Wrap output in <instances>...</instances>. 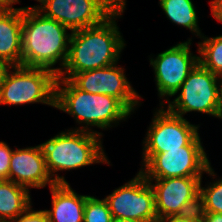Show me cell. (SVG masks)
<instances>
[{
  "label": "cell",
  "mask_w": 222,
  "mask_h": 222,
  "mask_svg": "<svg viewBox=\"0 0 222 222\" xmlns=\"http://www.w3.org/2000/svg\"><path fill=\"white\" fill-rule=\"evenodd\" d=\"M176 216L202 222L206 216L205 200L199 193L192 200L187 201L178 211Z\"/></svg>",
  "instance_id": "7402d4cb"
},
{
  "label": "cell",
  "mask_w": 222,
  "mask_h": 222,
  "mask_svg": "<svg viewBox=\"0 0 222 222\" xmlns=\"http://www.w3.org/2000/svg\"><path fill=\"white\" fill-rule=\"evenodd\" d=\"M57 74L39 67L12 66L0 86V105L41 103L55 108Z\"/></svg>",
  "instance_id": "8992f818"
},
{
  "label": "cell",
  "mask_w": 222,
  "mask_h": 222,
  "mask_svg": "<svg viewBox=\"0 0 222 222\" xmlns=\"http://www.w3.org/2000/svg\"><path fill=\"white\" fill-rule=\"evenodd\" d=\"M12 152L6 142L0 141V180H8Z\"/></svg>",
  "instance_id": "603a6c76"
},
{
  "label": "cell",
  "mask_w": 222,
  "mask_h": 222,
  "mask_svg": "<svg viewBox=\"0 0 222 222\" xmlns=\"http://www.w3.org/2000/svg\"><path fill=\"white\" fill-rule=\"evenodd\" d=\"M8 180L26 188H44L55 183L50 177L41 145L15 149L10 159Z\"/></svg>",
  "instance_id": "5bb4252c"
},
{
  "label": "cell",
  "mask_w": 222,
  "mask_h": 222,
  "mask_svg": "<svg viewBox=\"0 0 222 222\" xmlns=\"http://www.w3.org/2000/svg\"><path fill=\"white\" fill-rule=\"evenodd\" d=\"M198 134L188 145L164 153H142L139 172L145 178L216 177ZM144 167V168H143Z\"/></svg>",
  "instance_id": "5b68a950"
},
{
  "label": "cell",
  "mask_w": 222,
  "mask_h": 222,
  "mask_svg": "<svg viewBox=\"0 0 222 222\" xmlns=\"http://www.w3.org/2000/svg\"><path fill=\"white\" fill-rule=\"evenodd\" d=\"M44 16L60 22L70 32L103 22L125 0H36Z\"/></svg>",
  "instance_id": "ba28073f"
},
{
  "label": "cell",
  "mask_w": 222,
  "mask_h": 222,
  "mask_svg": "<svg viewBox=\"0 0 222 222\" xmlns=\"http://www.w3.org/2000/svg\"><path fill=\"white\" fill-rule=\"evenodd\" d=\"M160 7L174 24L189 29L199 38L203 35L198 25V15L192 0H159Z\"/></svg>",
  "instance_id": "ac0fdd59"
},
{
  "label": "cell",
  "mask_w": 222,
  "mask_h": 222,
  "mask_svg": "<svg viewBox=\"0 0 222 222\" xmlns=\"http://www.w3.org/2000/svg\"><path fill=\"white\" fill-rule=\"evenodd\" d=\"M114 220L132 219L157 222L155 195L149 181L138 171L136 176L104 198Z\"/></svg>",
  "instance_id": "30bf717a"
},
{
  "label": "cell",
  "mask_w": 222,
  "mask_h": 222,
  "mask_svg": "<svg viewBox=\"0 0 222 222\" xmlns=\"http://www.w3.org/2000/svg\"><path fill=\"white\" fill-rule=\"evenodd\" d=\"M126 2L100 24L72 31L68 57L57 78L70 80L76 73L119 63L126 43L116 20L124 13Z\"/></svg>",
  "instance_id": "6da1fadb"
},
{
  "label": "cell",
  "mask_w": 222,
  "mask_h": 222,
  "mask_svg": "<svg viewBox=\"0 0 222 222\" xmlns=\"http://www.w3.org/2000/svg\"><path fill=\"white\" fill-rule=\"evenodd\" d=\"M101 138L99 134L71 128L40 144L54 183H68L64 176L58 175L59 171L76 170L96 163L111 165Z\"/></svg>",
  "instance_id": "277c9868"
},
{
  "label": "cell",
  "mask_w": 222,
  "mask_h": 222,
  "mask_svg": "<svg viewBox=\"0 0 222 222\" xmlns=\"http://www.w3.org/2000/svg\"><path fill=\"white\" fill-rule=\"evenodd\" d=\"M8 222H50L45 210H34L32 205L15 219Z\"/></svg>",
  "instance_id": "cb8c5ba5"
},
{
  "label": "cell",
  "mask_w": 222,
  "mask_h": 222,
  "mask_svg": "<svg viewBox=\"0 0 222 222\" xmlns=\"http://www.w3.org/2000/svg\"><path fill=\"white\" fill-rule=\"evenodd\" d=\"M200 194L205 200L206 213L222 214V178L210 182L207 187H202L200 181Z\"/></svg>",
  "instance_id": "44dd1931"
},
{
  "label": "cell",
  "mask_w": 222,
  "mask_h": 222,
  "mask_svg": "<svg viewBox=\"0 0 222 222\" xmlns=\"http://www.w3.org/2000/svg\"><path fill=\"white\" fill-rule=\"evenodd\" d=\"M113 222H139V221L132 220V219H116V220H113Z\"/></svg>",
  "instance_id": "f546056e"
},
{
  "label": "cell",
  "mask_w": 222,
  "mask_h": 222,
  "mask_svg": "<svg viewBox=\"0 0 222 222\" xmlns=\"http://www.w3.org/2000/svg\"><path fill=\"white\" fill-rule=\"evenodd\" d=\"M143 140L142 153H164L188 145L199 133V125L170 113L164 106L153 114Z\"/></svg>",
  "instance_id": "8fae6325"
},
{
  "label": "cell",
  "mask_w": 222,
  "mask_h": 222,
  "mask_svg": "<svg viewBox=\"0 0 222 222\" xmlns=\"http://www.w3.org/2000/svg\"><path fill=\"white\" fill-rule=\"evenodd\" d=\"M124 73V68L115 63L108 67L76 73L70 81L81 91L118 99L132 113L141 105V96Z\"/></svg>",
  "instance_id": "7c38bea8"
},
{
  "label": "cell",
  "mask_w": 222,
  "mask_h": 222,
  "mask_svg": "<svg viewBox=\"0 0 222 222\" xmlns=\"http://www.w3.org/2000/svg\"><path fill=\"white\" fill-rule=\"evenodd\" d=\"M210 8L212 16L222 23V0H211Z\"/></svg>",
  "instance_id": "d4e9b609"
},
{
  "label": "cell",
  "mask_w": 222,
  "mask_h": 222,
  "mask_svg": "<svg viewBox=\"0 0 222 222\" xmlns=\"http://www.w3.org/2000/svg\"><path fill=\"white\" fill-rule=\"evenodd\" d=\"M23 7L0 10V58L12 66L22 59Z\"/></svg>",
  "instance_id": "9a60e30c"
},
{
  "label": "cell",
  "mask_w": 222,
  "mask_h": 222,
  "mask_svg": "<svg viewBox=\"0 0 222 222\" xmlns=\"http://www.w3.org/2000/svg\"><path fill=\"white\" fill-rule=\"evenodd\" d=\"M202 178H146L154 190L158 220L176 215L187 201L196 197L200 193V181Z\"/></svg>",
  "instance_id": "4fadbf2b"
},
{
  "label": "cell",
  "mask_w": 222,
  "mask_h": 222,
  "mask_svg": "<svg viewBox=\"0 0 222 222\" xmlns=\"http://www.w3.org/2000/svg\"><path fill=\"white\" fill-rule=\"evenodd\" d=\"M222 78L207 70L199 62L175 93L173 101H167L170 113L184 117L188 112H198L218 117L220 110ZM180 92V93H179Z\"/></svg>",
  "instance_id": "52a82bcc"
},
{
  "label": "cell",
  "mask_w": 222,
  "mask_h": 222,
  "mask_svg": "<svg viewBox=\"0 0 222 222\" xmlns=\"http://www.w3.org/2000/svg\"><path fill=\"white\" fill-rule=\"evenodd\" d=\"M30 189L10 180H0V222H8L31 205Z\"/></svg>",
  "instance_id": "e0dca14e"
},
{
  "label": "cell",
  "mask_w": 222,
  "mask_h": 222,
  "mask_svg": "<svg viewBox=\"0 0 222 222\" xmlns=\"http://www.w3.org/2000/svg\"><path fill=\"white\" fill-rule=\"evenodd\" d=\"M202 222H222V214L206 213L205 219Z\"/></svg>",
  "instance_id": "83f0119b"
},
{
  "label": "cell",
  "mask_w": 222,
  "mask_h": 222,
  "mask_svg": "<svg viewBox=\"0 0 222 222\" xmlns=\"http://www.w3.org/2000/svg\"><path fill=\"white\" fill-rule=\"evenodd\" d=\"M157 222H200V221L184 219L176 215H171V216L163 217L159 219Z\"/></svg>",
  "instance_id": "4316f807"
},
{
  "label": "cell",
  "mask_w": 222,
  "mask_h": 222,
  "mask_svg": "<svg viewBox=\"0 0 222 222\" xmlns=\"http://www.w3.org/2000/svg\"><path fill=\"white\" fill-rule=\"evenodd\" d=\"M107 201L88 196L85 201L83 222H113Z\"/></svg>",
  "instance_id": "ffe728a7"
},
{
  "label": "cell",
  "mask_w": 222,
  "mask_h": 222,
  "mask_svg": "<svg viewBox=\"0 0 222 222\" xmlns=\"http://www.w3.org/2000/svg\"><path fill=\"white\" fill-rule=\"evenodd\" d=\"M60 22L44 16L34 6L23 7L21 65L52 70L63 69L71 33ZM60 67H56V64Z\"/></svg>",
  "instance_id": "7a4b0ae2"
},
{
  "label": "cell",
  "mask_w": 222,
  "mask_h": 222,
  "mask_svg": "<svg viewBox=\"0 0 222 222\" xmlns=\"http://www.w3.org/2000/svg\"><path fill=\"white\" fill-rule=\"evenodd\" d=\"M52 209L45 210L50 222H83L85 201L89 195L77 194L69 183L50 187Z\"/></svg>",
  "instance_id": "2e32d148"
},
{
  "label": "cell",
  "mask_w": 222,
  "mask_h": 222,
  "mask_svg": "<svg viewBox=\"0 0 222 222\" xmlns=\"http://www.w3.org/2000/svg\"><path fill=\"white\" fill-rule=\"evenodd\" d=\"M11 68L12 65L0 58V86Z\"/></svg>",
  "instance_id": "484cf974"
},
{
  "label": "cell",
  "mask_w": 222,
  "mask_h": 222,
  "mask_svg": "<svg viewBox=\"0 0 222 222\" xmlns=\"http://www.w3.org/2000/svg\"><path fill=\"white\" fill-rule=\"evenodd\" d=\"M198 42V61L207 70L222 78V35L206 37L204 34Z\"/></svg>",
  "instance_id": "d6986e66"
},
{
  "label": "cell",
  "mask_w": 222,
  "mask_h": 222,
  "mask_svg": "<svg viewBox=\"0 0 222 222\" xmlns=\"http://www.w3.org/2000/svg\"><path fill=\"white\" fill-rule=\"evenodd\" d=\"M55 108L68 113L77 124L82 125L72 130L88 131L101 136L103 133L94 131L91 127L106 130L126 121L132 114L118 99L81 91L66 78L56 80Z\"/></svg>",
  "instance_id": "3957f363"
},
{
  "label": "cell",
  "mask_w": 222,
  "mask_h": 222,
  "mask_svg": "<svg viewBox=\"0 0 222 222\" xmlns=\"http://www.w3.org/2000/svg\"><path fill=\"white\" fill-rule=\"evenodd\" d=\"M217 118L222 119V90H221L220 110Z\"/></svg>",
  "instance_id": "4dcf8cb0"
},
{
  "label": "cell",
  "mask_w": 222,
  "mask_h": 222,
  "mask_svg": "<svg viewBox=\"0 0 222 222\" xmlns=\"http://www.w3.org/2000/svg\"><path fill=\"white\" fill-rule=\"evenodd\" d=\"M16 3H20V0H0V10L11 9Z\"/></svg>",
  "instance_id": "f1b7e54d"
},
{
  "label": "cell",
  "mask_w": 222,
  "mask_h": 222,
  "mask_svg": "<svg viewBox=\"0 0 222 222\" xmlns=\"http://www.w3.org/2000/svg\"><path fill=\"white\" fill-rule=\"evenodd\" d=\"M192 38L179 42L175 46L158 53L155 58H150V65L153 67L155 83L158 91L159 106H166L164 101L180 89L182 83L188 77L190 71L196 66L198 56L190 50ZM167 97V98H166Z\"/></svg>",
  "instance_id": "9c48e42d"
}]
</instances>
